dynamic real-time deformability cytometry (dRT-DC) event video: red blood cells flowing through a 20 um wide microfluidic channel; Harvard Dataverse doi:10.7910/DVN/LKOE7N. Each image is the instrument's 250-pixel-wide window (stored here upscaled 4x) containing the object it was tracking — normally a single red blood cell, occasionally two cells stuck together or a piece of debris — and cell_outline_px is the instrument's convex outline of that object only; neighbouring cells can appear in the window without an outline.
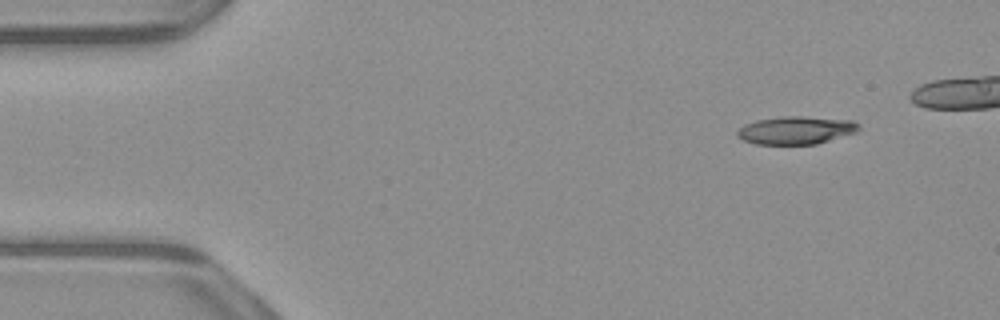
{"species": "common noctule bat (a hibernating species)", "species_latin": "Nyctalus noctula", "temperature_condition": "warm", "stored_images_in_passage": 41, "camera_frame_rate_fps": 3000, "um_per_image_px": 0.085, "animal": {"sex": "male", "body_mass_g": 23.1, "forearm_length_mm": 52.7}, "frame": {"image": 1, "passage_image": 1, "time_ms": 0.0, "image_size_px": [1000, 320], "cell_outline_px": [[860, 128], [856, 132], [816, 144], [756, 144], [744, 140], [736, 136], [736, 132], [744, 124], [756, 120], [784, 116], [800, 116], [852, 120], [860, 124]], "centroid_in_image_um": [67.65, 11.06], "position_along_channel_um": 17.3, "area_um2": 19.71}}
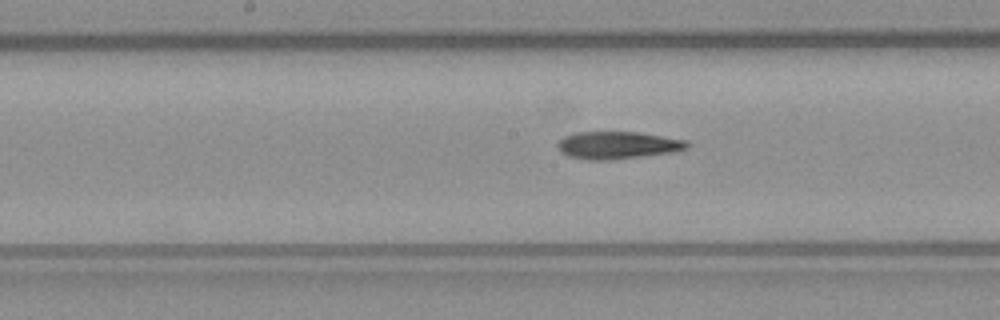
{"frame": {"image": 2, "passage_image": 22, "time_ms": 7.0, "image_size_px": [1000, 320], "cell_outline_px": [[692, 144], [688, 148], [672, 152], [608, 160], [588, 160], [568, 156], [560, 152], [556, 144], [564, 136], [576, 132], [636, 132], [688, 140]], "centroid_in_image_um": [52.49, 12.34], "position_along_channel_um": 195.7, "area_um2": 20.69}}
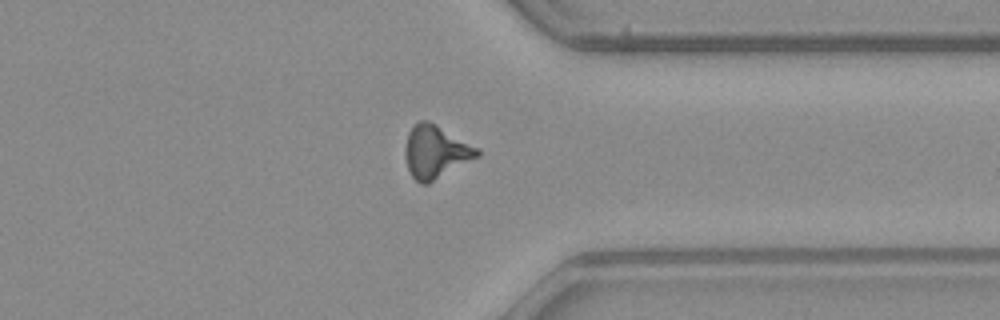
{"frame": {"image": 3, "passage_image": 36, "time_ms": 11.667, "image_size_px": [1000, 320], "cell_outline_px": [[480, 156], [428, 184], [420, 184], [412, 176], [408, 168], [404, 152], [404, 148], [408, 132], [420, 120], [428, 120], [436, 124], [480, 148]], "centroid_in_image_um": [37.04, 12.91], "position_along_channel_um": 374.4, "area_um2": 22.31}}